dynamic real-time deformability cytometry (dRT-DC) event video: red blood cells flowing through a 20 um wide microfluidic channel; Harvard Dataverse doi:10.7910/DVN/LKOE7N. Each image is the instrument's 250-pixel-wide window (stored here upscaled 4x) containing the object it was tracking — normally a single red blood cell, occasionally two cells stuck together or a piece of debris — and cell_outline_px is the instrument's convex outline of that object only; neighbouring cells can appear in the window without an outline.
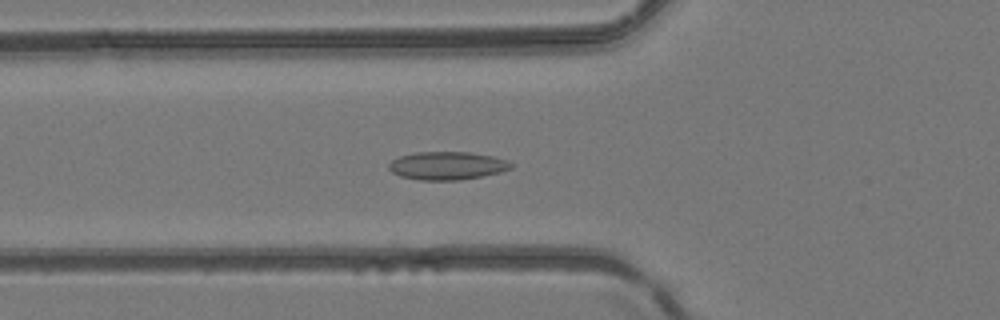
{"species": "common noctule bat (a hibernating species)", "species_latin": "Nyctalus noctula", "temperature_condition": "room temperature", "stored_images_in_passage": 48, "camera_frame_rate_fps": 3000, "um_per_image_px": 0.085, "animal": {"sex": "female", "body_mass_g": 24.6, "forearm_length_mm": 56.2}, "frame": {"image": 1, "passage_image": 19, "time_ms": 6.0, "image_size_px": [1000, 320], "cell_outline_px": [[512, 168], [500, 172], [460, 180], [420, 180], [400, 176], [392, 172], [388, 168], [388, 164], [392, 160], [400, 156], [416, 152], [468, 152], [492, 156], [508, 160], [512, 164]], "centroid_in_image_um": [37.99, 14.08], "position_along_channel_um": 87.8, "area_um2": 19.94}}
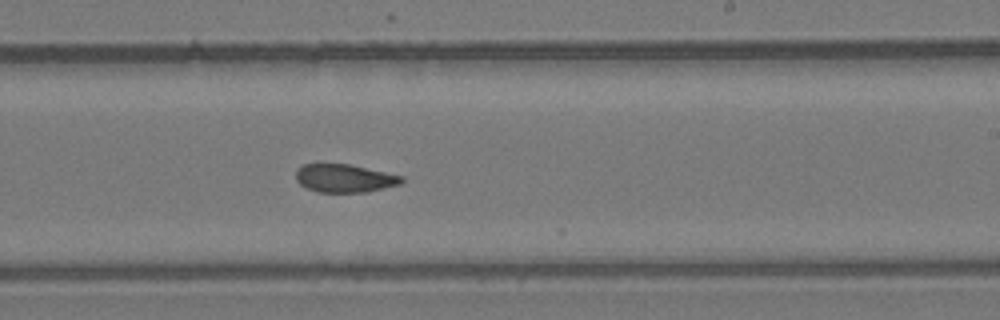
{"frame": {"image": 2, "passage_image": 31, "time_ms": 10.0, "image_size_px": [1000, 320], "cell_outline_px": [[404, 180], [400, 184], [368, 192], [320, 192], [308, 188], [300, 184], [296, 180], [296, 168], [300, 164], [348, 164], [404, 176]], "centroid_in_image_um": [29.28, 15.15], "position_along_channel_um": 259.7, "area_um2": 17.34}}
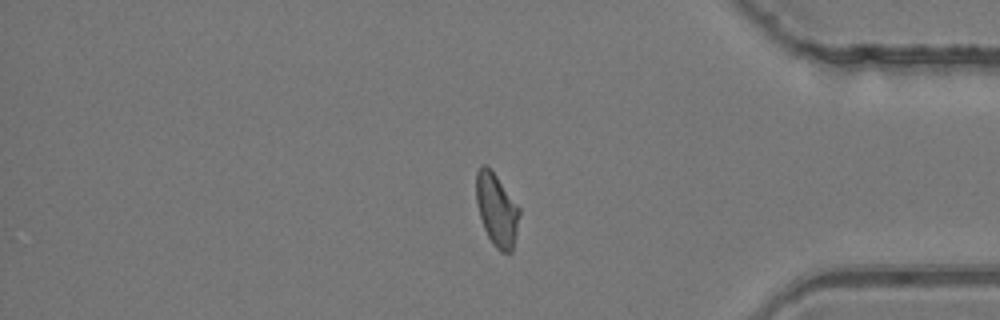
{"frame": {"image": 3, "passage_image": 42, "time_ms": 13.667, "image_size_px": [1000, 320], "cell_outline_px": [[520, 216], [512, 252], [500, 252], [492, 244], [484, 228], [476, 204], [476, 172], [484, 164], [496, 176], [520, 208]], "centroid_in_image_um": [42.22, 17.87], "position_along_channel_um": 393.0, "area_um2": 18.09}}